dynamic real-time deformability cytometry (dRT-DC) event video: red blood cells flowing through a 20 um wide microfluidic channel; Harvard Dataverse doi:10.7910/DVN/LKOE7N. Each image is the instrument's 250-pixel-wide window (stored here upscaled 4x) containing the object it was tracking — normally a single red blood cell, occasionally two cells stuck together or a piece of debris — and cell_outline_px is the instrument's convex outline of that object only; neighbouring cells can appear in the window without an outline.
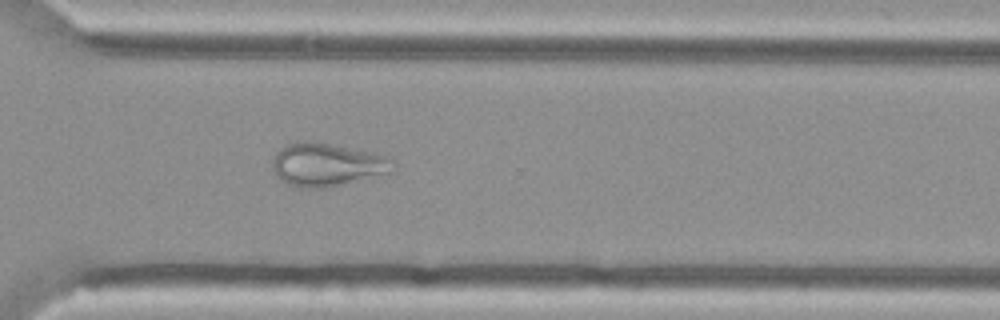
{"species": "Egyptian fruit bat (a non-hibernating species)", "species_latin": "Rousettus aegyptiacus", "temperature_condition": "cold", "stored_images_in_passage": 40, "camera_frame_rate_fps": 3000, "um_per_image_px": 0.085, "animal": {"sex": "female"}, "frame": {"image": 1, "passage_image": 25, "time_ms": 8.0, "image_size_px": [1000, 320], "cell_outline_px": [[396, 168], [392, 172], [324, 188], [304, 188], [284, 184], [272, 168], [272, 164], [276, 152], [280, 148], [288, 144], [300, 140], [308, 140], [376, 152], [392, 156], [396, 164]], "centroid_in_image_um": [27.84, 13.98], "position_along_channel_um": 342.8, "area_um2": 30.75}}
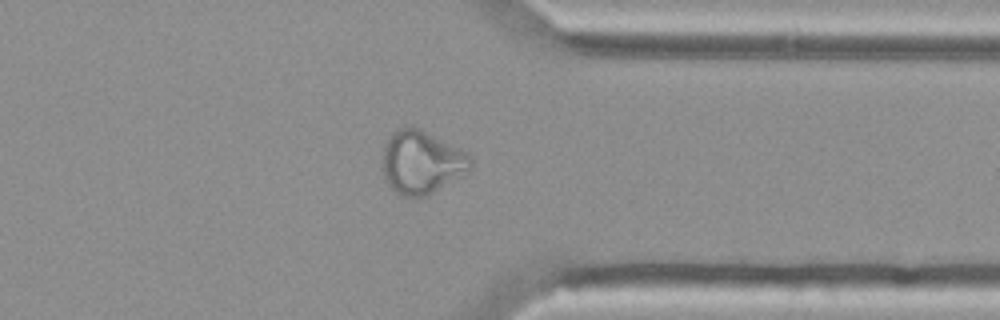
{"frame": {"image": 2, "passage_image": 28, "time_ms": 9.0, "image_size_px": [1000, 320], "cell_outline_px": [[472, 168], [464, 176], [428, 196], [404, 196], [396, 192], [384, 180], [380, 164], [384, 148], [388, 136], [396, 128], [420, 128], [468, 152], [472, 156]], "centroid_in_image_um": [35.85, 13.8], "position_along_channel_um": 375.6, "area_um2": 33.18}}
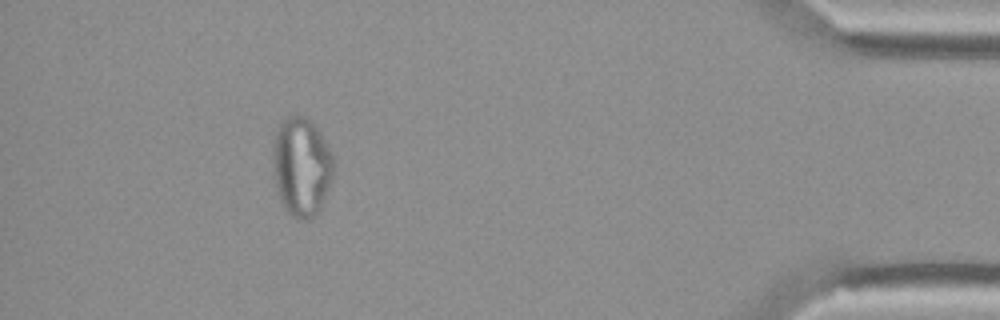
{"frame": {"image": 3, "passage_image": 35, "time_ms": 11.333, "image_size_px": [1000, 320], "cell_outline_px": [[332, 172], [320, 208], [308, 220], [296, 220], [284, 208], [280, 200], [276, 184], [276, 132], [280, 124], [288, 116], [296, 112], [304, 116], [320, 132], [332, 152]], "centroid_in_image_um": [25.65, 14.16], "position_along_channel_um": 409.6, "area_um2": 33.64}}